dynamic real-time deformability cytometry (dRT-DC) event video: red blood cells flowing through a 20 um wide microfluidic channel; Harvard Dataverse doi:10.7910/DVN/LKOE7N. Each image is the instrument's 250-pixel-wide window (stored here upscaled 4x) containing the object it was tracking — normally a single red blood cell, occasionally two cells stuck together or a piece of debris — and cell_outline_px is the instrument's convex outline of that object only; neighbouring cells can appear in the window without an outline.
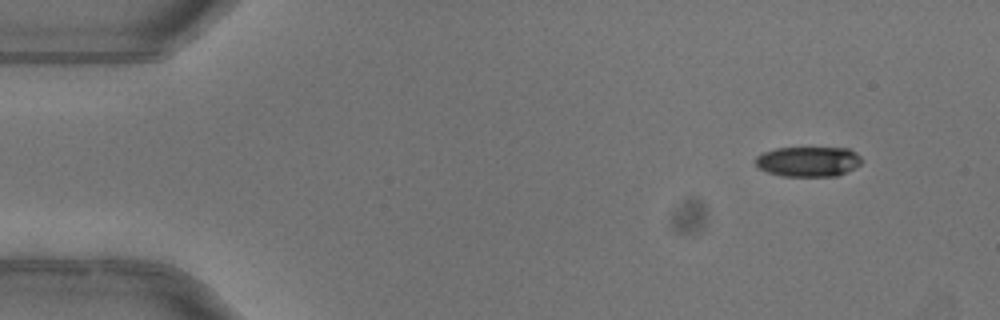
{"species": "common noctule bat (a hibernating species)", "species_latin": "Nyctalus noctula", "temperature_condition": "warm", "stored_images_in_passage": 5, "camera_frame_rate_fps": 3000, "um_per_image_px": 0.085, "animal": {"sex": "female"}, "frame": {"image": 1, "passage_image": 2, "time_ms": 0.333, "image_size_px": [1000, 320], "cell_outline_px": [[864, 160], [856, 168], [836, 176], [784, 176], [768, 172], [760, 168], [756, 164], [756, 156], [764, 152], [776, 148], [848, 148], [856, 152]], "centroid_in_image_um": [68.75, 13.73], "position_along_channel_um": 16.2, "area_um2": 18.61}}
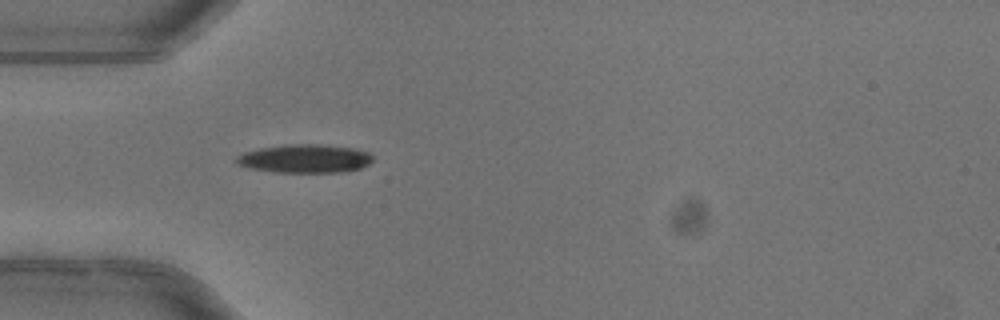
{"frame": {"image": 2, "passage_image": 5, "time_ms": 1.333, "image_size_px": [1000, 320], "cell_outline_px": [[372, 160], [368, 164], [360, 168], [340, 172], [276, 172], [248, 168], [236, 164], [236, 156], [244, 152], [260, 148], [288, 144], [316, 144], [352, 148], [368, 152], [372, 156]], "centroid_in_image_um": [25.87, 13.48], "position_along_channel_um": 59.1, "area_um2": 22.48}}